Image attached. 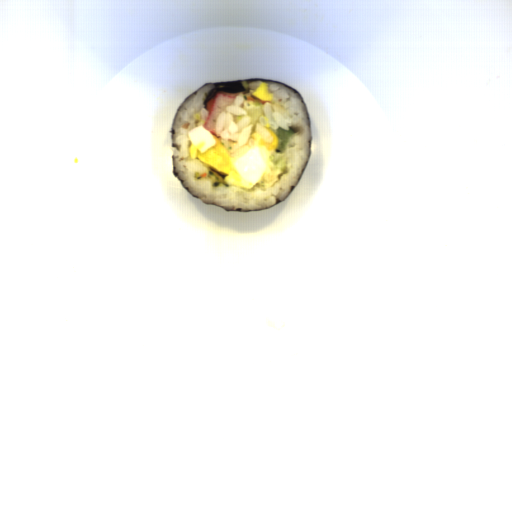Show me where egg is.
<instances>
[{
  "label": "egg",
  "instance_id": "egg-1",
  "mask_svg": "<svg viewBox=\"0 0 512 512\" xmlns=\"http://www.w3.org/2000/svg\"><path fill=\"white\" fill-rule=\"evenodd\" d=\"M253 100H243L242 107L251 117L253 129L247 143L235 153H228L220 136L211 134L203 126L188 131L190 160L198 159L208 168L213 188L234 186L253 191L260 185L274 165L271 156L279 143V136L259 123L263 105L273 100L269 84H259L251 93Z\"/></svg>",
  "mask_w": 512,
  "mask_h": 512
}]
</instances>
